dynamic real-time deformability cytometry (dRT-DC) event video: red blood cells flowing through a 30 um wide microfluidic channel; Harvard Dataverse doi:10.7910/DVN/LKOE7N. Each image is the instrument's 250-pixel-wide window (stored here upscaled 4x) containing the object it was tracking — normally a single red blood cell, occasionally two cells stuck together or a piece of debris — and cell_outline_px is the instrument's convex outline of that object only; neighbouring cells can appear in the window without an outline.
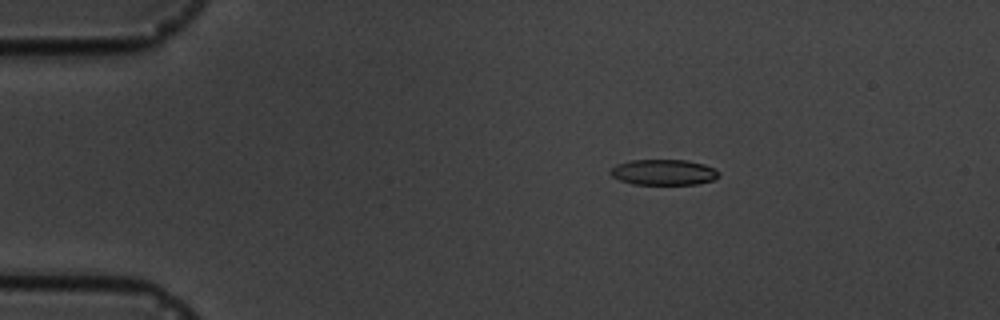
{"species": "common noctule bat (a hibernating species)", "species_latin": "Nyctalus noctula", "temperature_condition": "cold", "stored_images_in_passage": 5, "camera_frame_rate_fps": 3000, "um_per_image_px": 0.085, "animal": {"sex": "male", "body_mass_g": 19.5, "forearm_length_mm": 54.6}, "frame": {"image": 1, "passage_image": 3, "time_ms": 2.333, "image_size_px": [1000, 320], "cell_outline_px": [[720, 176], [712, 180], [696, 184], [632, 184], [620, 180], [612, 176], [608, 172], [616, 164], [632, 160], [684, 160], [704, 164], [716, 168], [720, 172]], "centroid_in_image_um": [56.42, 14.64], "position_along_channel_um": 28.6, "area_um2": 16.24}}
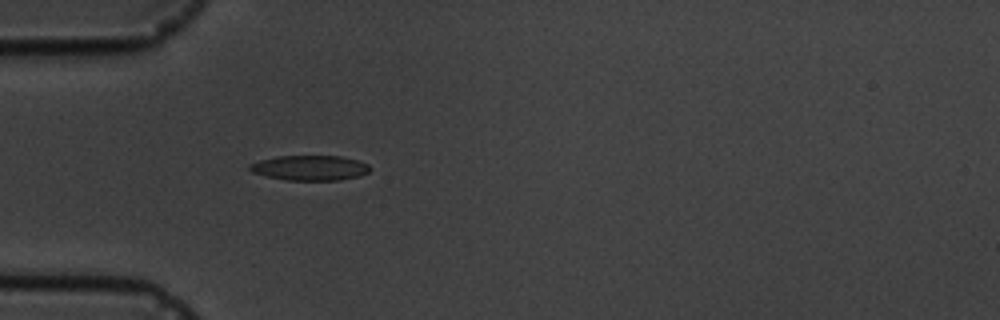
{"frame": {"image": 2, "passage_image": 5, "time_ms": 4.667, "image_size_px": [1000, 320], "cell_outline_px": [[372, 168], [368, 172], [360, 176], [340, 180], [288, 180], [268, 176], [252, 172], [248, 168], [248, 164], [260, 160], [276, 156], [340, 156], [356, 160], [368, 164]], "centroid_in_image_um": [26.35, 14.26], "position_along_channel_um": 58.7, "area_um2": 17.51}}